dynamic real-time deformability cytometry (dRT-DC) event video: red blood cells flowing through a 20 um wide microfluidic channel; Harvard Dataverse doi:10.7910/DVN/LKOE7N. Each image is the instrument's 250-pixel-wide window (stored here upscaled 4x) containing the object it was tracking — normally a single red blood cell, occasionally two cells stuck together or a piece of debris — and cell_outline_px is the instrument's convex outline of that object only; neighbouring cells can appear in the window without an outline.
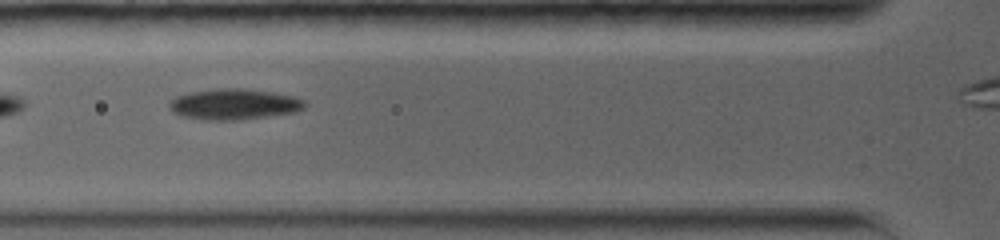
{"species": "common noctule bat (a hibernating species)", "species_latin": "Nyctalus noctula", "temperature_condition": "warm", "stored_images_in_passage": 8, "camera_frame_rate_fps": 5000, "um_per_image_px": 0.085, "animal": {"sex": "female", "body_mass_g": 19.0, "forearm_length_mm": 56.7}, "frame": {"image": 1, "passage_image": 4, "time_ms": 2.4, "image_size_px": [1000, 240], "cell_outline_px": [[308, 104], [304, 108], [296, 112], [236, 120], [208, 120], [184, 116], [176, 112], [168, 104], [176, 96], [188, 92], [216, 88], [244, 88], [272, 92], [296, 96], [304, 100]], "centroid_in_image_um": [19.96, 8.84], "position_along_channel_um": 105.8, "area_um2": 24.22}}
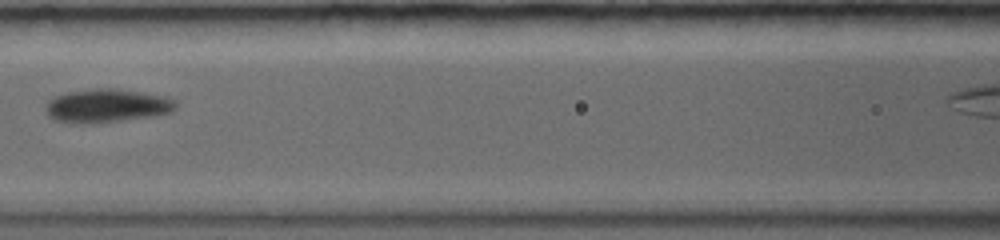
{"frame": {"image": 2, "passage_image": 6, "time_ms": 3.8, "image_size_px": [1000, 240], "cell_outline_px": [[176, 108], [172, 112], [148, 116], [120, 120], [72, 124], [56, 120], [48, 116], [44, 108], [44, 104], [48, 100], [56, 96], [68, 92], [96, 88], [116, 88], [140, 92], [160, 96], [176, 100]], "centroid_in_image_um": [9.01, 8.98], "position_along_channel_um": 157.6, "area_um2": 25.09}}